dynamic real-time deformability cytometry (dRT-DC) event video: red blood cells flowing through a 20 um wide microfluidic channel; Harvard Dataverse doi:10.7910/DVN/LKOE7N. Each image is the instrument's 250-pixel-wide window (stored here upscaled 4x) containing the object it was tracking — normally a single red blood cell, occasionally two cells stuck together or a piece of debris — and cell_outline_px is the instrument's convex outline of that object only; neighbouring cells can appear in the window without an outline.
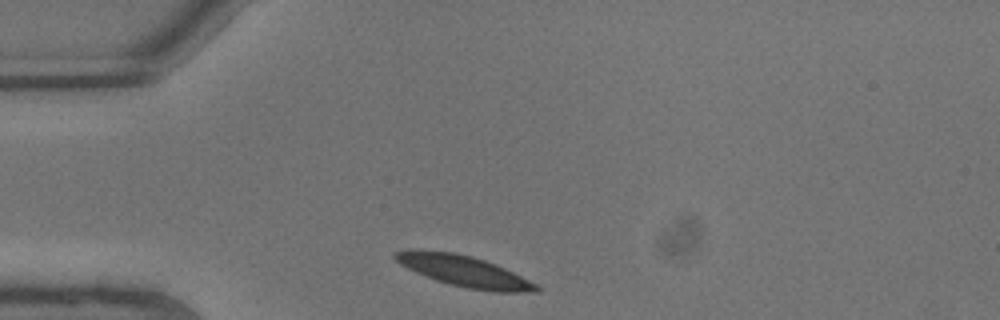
{"species": "common noctule bat (a hibernating species)", "species_latin": "Nyctalus noctula", "temperature_condition": "warm", "stored_images_in_passage": 3, "camera_frame_rate_fps": 3000, "um_per_image_px": 0.085, "animal": {"sex": "male", "body_mass_g": 13.3}, "frame": {"image": 1, "passage_image": 1, "time_ms": 0.0, "image_size_px": [1000, 320], "cell_outline_px": [[540, 292], [492, 292], [468, 288], [448, 284], [436, 280], [416, 272], [400, 264], [392, 256], [396, 252], [452, 252], [472, 256], [496, 264], [536, 284], [540, 288]], "centroid_in_image_um": [39.54, 23.1], "position_along_channel_um": 45.5, "area_um2": 24.68}}
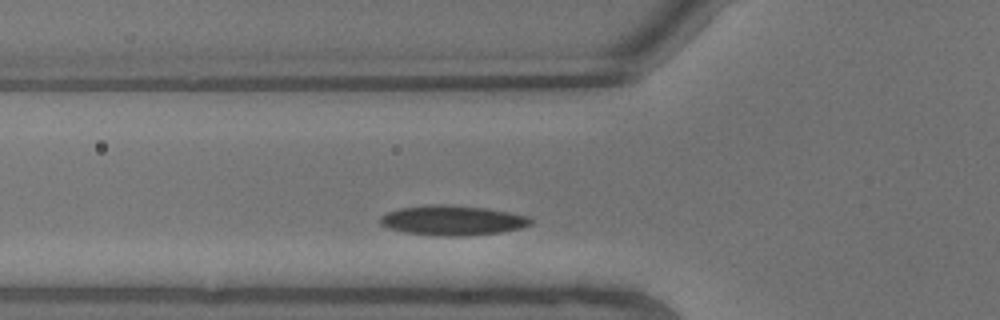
{"frame": {"image": 2, "passage_image": 3, "time_ms": 0.667, "image_size_px": [1000, 320], "cell_outline_px": [[532, 224], [520, 228], [500, 232], [468, 236], [436, 236], [404, 232], [388, 228], [380, 224], [380, 216], [388, 212], [400, 208], [428, 204], [448, 204], [488, 208], [528, 216], [532, 220]], "centroid_in_image_um": [38.45, 18.73], "position_along_channel_um": 87.4, "area_um2": 26.41}}